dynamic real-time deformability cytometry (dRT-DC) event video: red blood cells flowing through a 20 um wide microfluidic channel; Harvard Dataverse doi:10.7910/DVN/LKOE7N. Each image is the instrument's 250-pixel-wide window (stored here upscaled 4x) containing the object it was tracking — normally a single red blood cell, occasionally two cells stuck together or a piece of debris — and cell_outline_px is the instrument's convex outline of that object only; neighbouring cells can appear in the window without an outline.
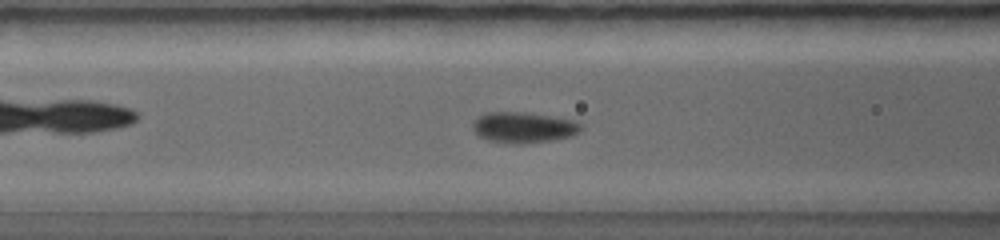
{"species": "common noctule bat (a hibernating species)", "species_latin": "Nyctalus noctula", "temperature_condition": "warm", "stored_images_in_passage": 8, "camera_frame_rate_fps": 5000, "um_per_image_px": 0.085, "animal": {"sex": "female", "body_mass_g": 19.0, "forearm_length_mm": 56.7}, "frame": {"image": 1, "passage_image": 7, "time_ms": 3.0, "image_size_px": [1000, 240], "cell_outline_px": [[580, 128], [576, 132], [568, 136], [548, 140], [516, 144], [512, 144], [488, 140], [480, 136], [472, 128], [472, 124], [484, 112], [524, 112], [576, 120], [580, 124]], "centroid_in_image_um": [44.44, 10.81], "position_along_channel_um": 122.2, "area_um2": 18.96}}
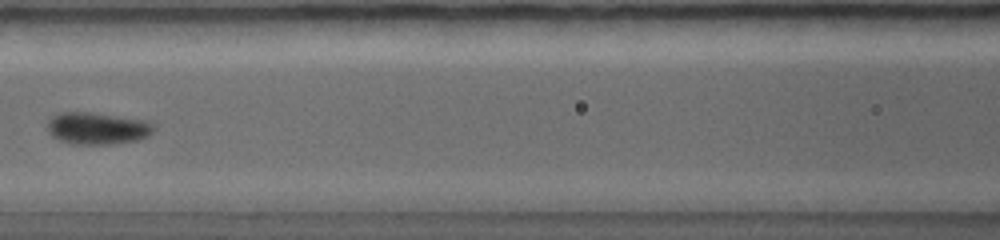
{"frame": {"image": 2, "passage_image": 8, "time_ms": 3.6, "image_size_px": [1000, 240], "cell_outline_px": [[152, 132], [136, 140], [112, 144], [72, 144], [60, 140], [52, 136], [48, 132], [48, 120], [52, 116], [60, 112], [92, 112], [140, 120], [152, 124]], "centroid_in_image_um": [8.17, 10.91], "position_along_channel_um": 158.4, "area_um2": 19.42}}